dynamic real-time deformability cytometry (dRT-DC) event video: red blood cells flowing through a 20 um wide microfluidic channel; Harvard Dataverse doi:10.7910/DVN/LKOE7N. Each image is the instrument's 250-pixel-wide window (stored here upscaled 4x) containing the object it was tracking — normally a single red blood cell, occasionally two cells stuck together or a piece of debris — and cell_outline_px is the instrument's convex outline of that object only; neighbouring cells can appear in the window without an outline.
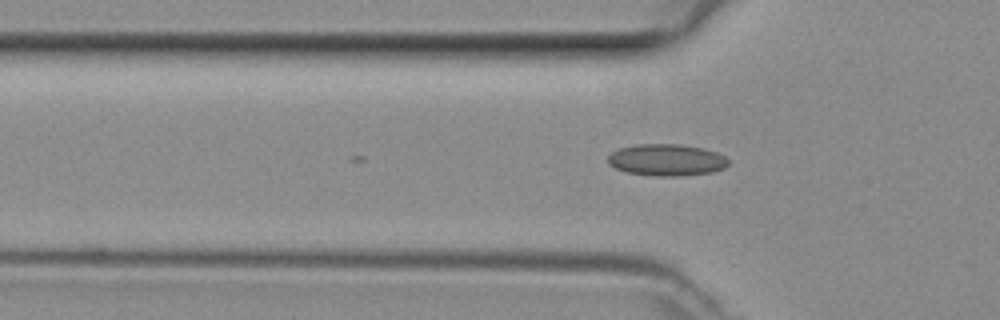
{"species": "common noctule bat (a hibernating species)", "species_latin": "Nyctalus noctula", "temperature_condition": "room temperature", "stored_images_in_passage": 2, "camera_frame_rate_fps": 3000, "um_per_image_px": 0.085, "animal": {"sex": "female", "body_mass_g": 29.2, "forearm_length_mm": 56.3}, "frame": {"image": 1, "passage_image": 2, "time_ms": 0.333, "image_size_px": [1000, 320], "cell_outline_px": [[728, 164], [724, 168], [712, 172], [680, 176], [656, 176], [624, 172], [608, 164], [608, 156], [612, 152], [620, 148], [636, 144], [680, 144], [704, 148], [716, 152], [724, 156], [728, 160]], "centroid_in_image_um": [56.65, 13.59], "position_along_channel_um": 69.2, "area_um2": 22.37}}